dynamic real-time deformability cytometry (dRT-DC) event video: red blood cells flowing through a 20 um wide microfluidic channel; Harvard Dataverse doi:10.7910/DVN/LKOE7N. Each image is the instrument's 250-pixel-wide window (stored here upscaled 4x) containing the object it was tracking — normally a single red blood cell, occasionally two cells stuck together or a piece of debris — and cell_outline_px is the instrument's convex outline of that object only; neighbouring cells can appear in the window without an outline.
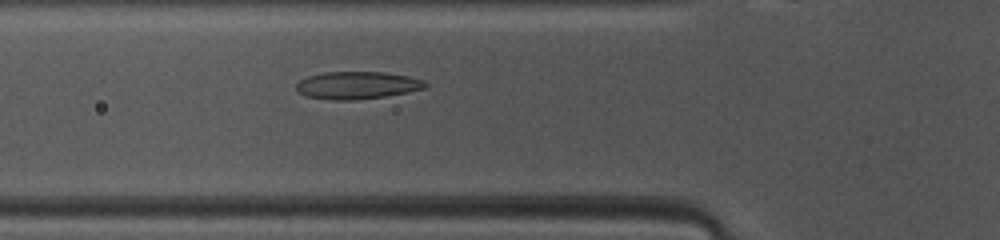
{"species": "common noctule bat (a hibernating species)", "species_latin": "Nyctalus noctula", "temperature_condition": "warm", "stored_images_in_passage": 33, "camera_frame_rate_fps": 3000, "um_per_image_px": 0.085, "animal": {"sex": "female", "body_mass_g": 10.0, "forearm_length_mm": 53.1}, "frame": {"image": 1, "passage_image": 8, "time_ms": 2.333, "image_size_px": [1000, 240], "cell_outline_px": [[428, 88], [384, 96], [356, 100], [332, 100], [304, 96], [296, 88], [296, 84], [300, 80], [308, 76], [324, 72], [384, 72], [408, 76], [424, 80], [428, 84]], "centroid_in_image_um": [30.37, 7.25], "position_along_channel_um": 95.4, "area_um2": 20.69}}
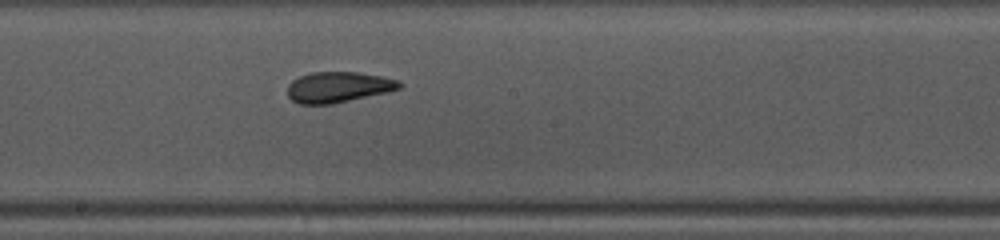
{"frame": {"image": 2, "passage_image": 17, "time_ms": 5.333, "image_size_px": [1000, 240], "cell_outline_px": [[404, 84], [400, 88], [388, 92], [332, 104], [300, 104], [292, 100], [288, 96], [288, 84], [292, 80], [300, 76], [312, 72], [360, 72], [384, 76], [400, 80]], "centroid_in_image_um": [28.79, 7.4], "position_along_channel_um": 219.4, "area_um2": 20.23}}
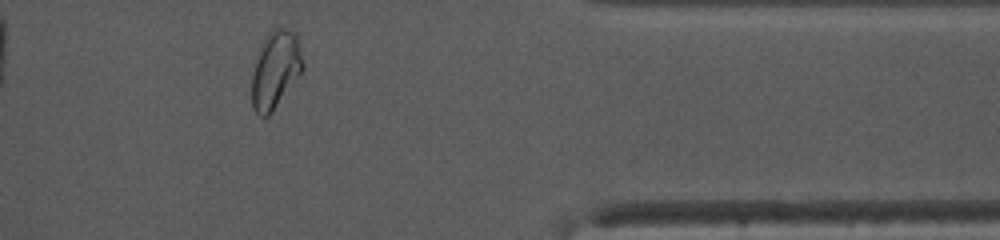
{"frame": {"image": 3, "passage_image": 31, "time_ms": 10.0, "image_size_px": [1000, 240], "cell_outline_px": [[304, 68], [272, 112], [268, 116], [260, 116], [252, 108], [252, 72], [256, 60], [264, 40], [268, 32], [272, 28], [292, 28], [296, 32], [304, 64]], "centroid_in_image_um": [23.42, 5.9], "position_along_channel_um": 388.0, "area_um2": 22.89}, "authors_computed_cell_mechanics": {"area_um2": 20.23, "velocity_mm_per_s": 4.1112, "shape_relaxation_time_tau1_ms": 10.4301, "shape_relaxation_time_tau2_ms": 1.6323, "deformation_change_tau1": 0.2366, "deformation_change_tau2": 0.0893}}